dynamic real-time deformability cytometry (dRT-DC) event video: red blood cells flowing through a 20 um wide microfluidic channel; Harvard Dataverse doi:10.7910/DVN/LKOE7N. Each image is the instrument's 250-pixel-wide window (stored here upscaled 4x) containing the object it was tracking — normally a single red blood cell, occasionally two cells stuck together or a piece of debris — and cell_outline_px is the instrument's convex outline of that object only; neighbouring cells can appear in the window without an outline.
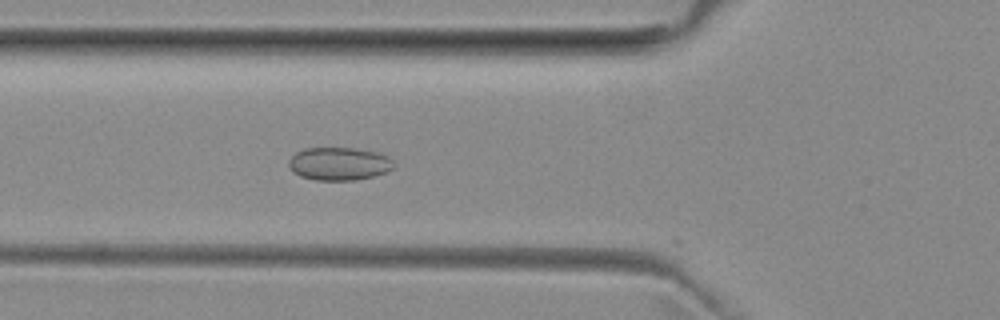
{"species": "common noctule bat (a hibernating species)", "species_latin": "Nyctalus noctula", "temperature_condition": "room temperature", "stored_images_in_passage": 35, "camera_frame_rate_fps": 3000, "um_per_image_px": 0.085, "animal": {"sex": "female", "body_mass_g": 29.2, "forearm_length_mm": 56.3}, "frame": {"image": 1, "passage_image": 2, "time_ms": 0.333, "image_size_px": [1000, 320], "cell_outline_px": [[392, 168], [388, 172], [356, 180], [316, 180], [300, 176], [292, 172], [288, 168], [288, 160], [296, 152], [304, 148], [356, 148], [380, 152], [388, 156], [392, 160]], "centroid_in_image_um": [28.8, 13.91], "position_along_channel_um": 97.0, "area_um2": 20.4}}
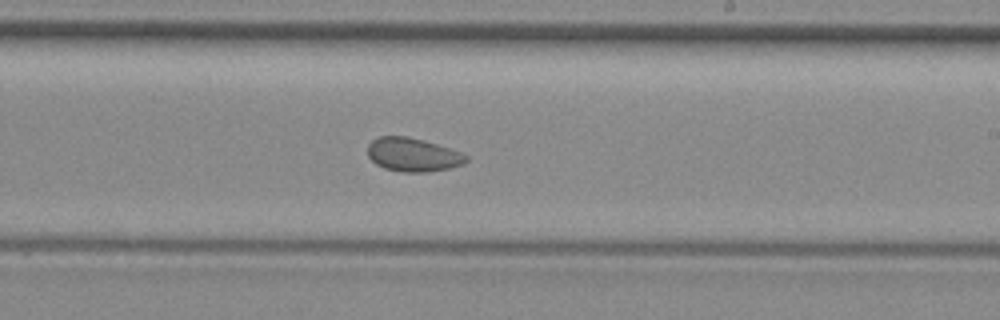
{"frame": {"image": 2, "passage_image": 14, "time_ms": 4.333, "image_size_px": [1000, 320], "cell_outline_px": [[468, 160], [464, 164], [448, 168], [428, 172], [400, 172], [384, 168], [376, 164], [368, 156], [368, 144], [372, 140], [380, 136], [408, 136], [424, 140], [460, 152], [468, 156]], "centroid_in_image_um": [35.08, 13.15], "position_along_channel_um": 253.9, "area_um2": 19.31}}
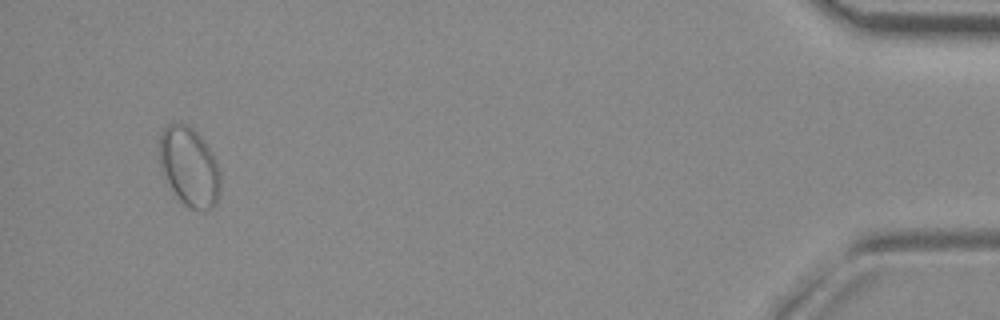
{"frame": {"image": 3, "passage_image": 33, "time_ms": 10.667, "image_size_px": [1000, 320], "cell_outline_px": [[220, 196], [216, 204], [212, 208], [204, 212], [200, 212], [188, 208], [176, 196], [160, 168], [160, 136], [164, 128], [168, 124], [188, 124], [204, 140], [212, 152], [216, 160], [220, 172]], "centroid_in_image_um": [16.13, 14.22], "position_along_channel_um": 419.1, "area_um2": 28.38}, "authors_computed_cell_mechanics": {"area_um2": 19.7098, "velocity_mm_per_s": 3.9219, "shape_relaxation_time_tau1_ms": null, "shape_relaxation_time_tau2_ms": 1.3624, "deformation_change_tau1": null, "deformation_change_tau2": 0.0385}}